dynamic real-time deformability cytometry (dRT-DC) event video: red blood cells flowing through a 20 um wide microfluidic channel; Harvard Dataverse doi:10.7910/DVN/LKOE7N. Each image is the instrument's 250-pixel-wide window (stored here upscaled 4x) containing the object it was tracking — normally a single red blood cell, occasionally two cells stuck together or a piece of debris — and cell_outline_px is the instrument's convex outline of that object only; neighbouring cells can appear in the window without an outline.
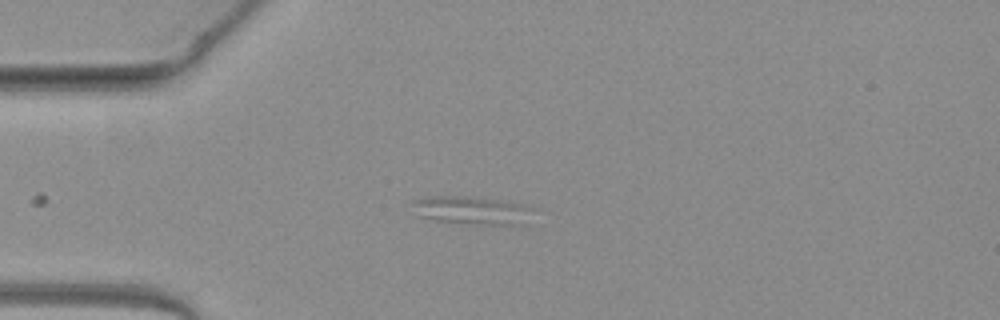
{"species": "common noctule bat (a hibernating species)", "species_latin": "Nyctalus noctula", "temperature_condition": "warm", "stored_images_in_passage": 23, "camera_frame_rate_fps": 3000, "um_per_image_px": 0.085, "animal": {"sex": "female", "body_mass_g": 19.3, "forearm_length_mm": 54.1}, "frame": {"image": 1, "passage_image": 1, "time_ms": 0.0, "image_size_px": [1000, 320], "cell_outline_px": [[532, 208], [524, 224], [476, 224], [436, 220], [416, 216], [412, 204], [412, 200], [428, 196], [468, 196], [524, 204]], "centroid_in_image_um": [40.02, 17.86], "position_along_channel_um": 45.0, "area_um2": 19.54}}
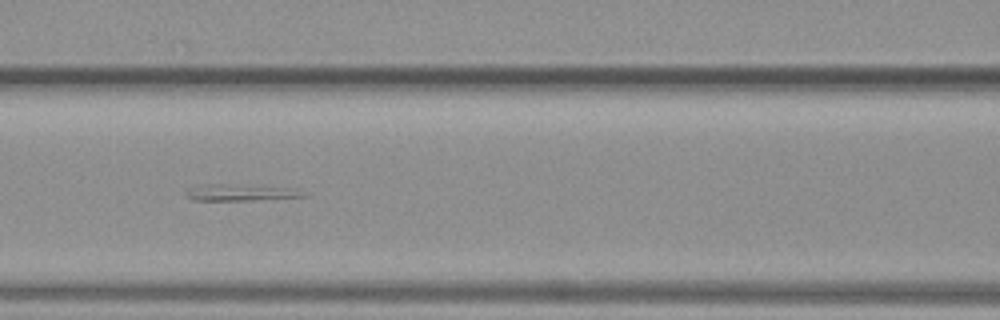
{"frame": {"image": 2, "passage_image": 10, "time_ms": 3.0, "image_size_px": [1000, 320], "cell_outline_px": [[308, 196], [252, 200], [192, 200], [184, 196], [184, 192], [188, 188], [204, 184], [228, 184], [292, 188]], "centroid_in_image_um": [20.3, 16.36], "position_along_channel_um": 146.3, "area_um2": 11.16}}
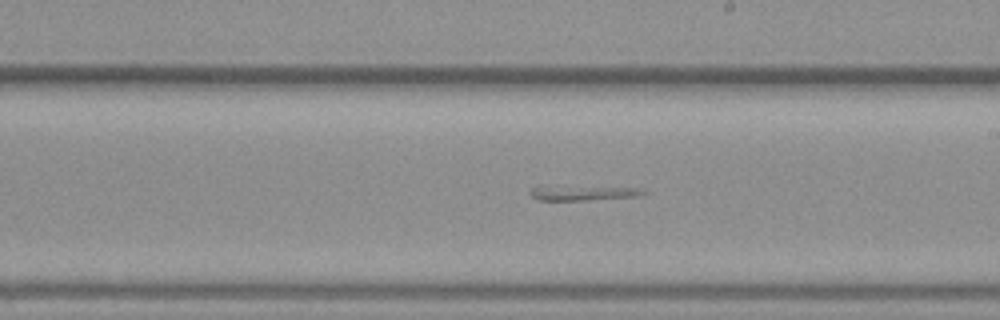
{"frame": {"image": 3, "passage_image": 17, "time_ms": 5.333, "image_size_px": [1000, 320], "cell_outline_px": [[648, 192], [636, 196], [588, 200], [536, 200], [528, 192], [532, 188], [540, 184], [556, 184], [636, 188]], "centroid_in_image_um": [49.38, 16.35], "position_along_channel_um": 239.6, "area_um2": 10.46}}